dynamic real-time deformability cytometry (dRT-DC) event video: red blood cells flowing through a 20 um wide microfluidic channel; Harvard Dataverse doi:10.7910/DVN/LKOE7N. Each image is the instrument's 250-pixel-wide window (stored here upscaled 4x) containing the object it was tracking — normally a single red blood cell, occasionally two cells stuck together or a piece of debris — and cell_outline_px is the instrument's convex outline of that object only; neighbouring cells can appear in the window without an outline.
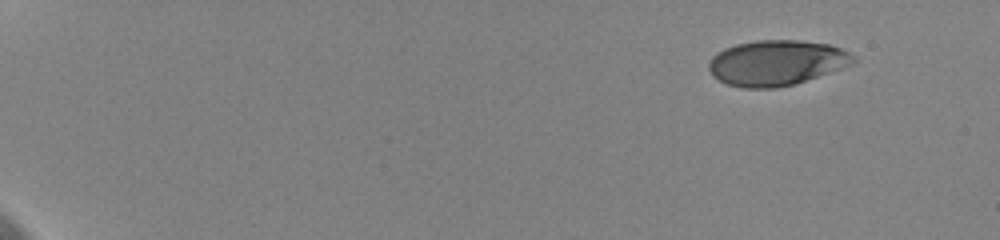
{"species": "human", "species_latin": "Homo sapiens", "temperature_condition": "cold", "stored_images_in_passage": 8, "camera_frame_rate_fps": 3000, "um_per_image_px": 0.085, "donor": {"sex": "female"}, "frame": {"image": 1, "passage_image": 1, "time_ms": 0.0, "image_size_px": [1000, 240], "cell_outline_px": [[860, 60], [852, 64], [796, 84], [776, 88], [744, 88], [728, 84], [712, 76], [708, 68], [708, 64], [712, 56], [716, 52], [724, 48], [736, 44], [756, 40], [800, 40], [828, 44], [840, 48], [856, 56]], "centroid_in_image_um": [66.0, 5.33], "position_along_channel_um": 19.0, "area_um2": 38.44}}
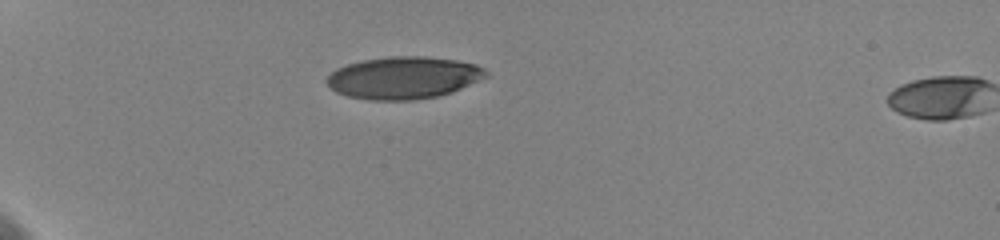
{"frame": {"image": 2, "passage_image": 7, "time_ms": 4.333, "image_size_px": [1000, 240], "cell_outline_px": [[488, 76], [452, 92], [436, 96], [412, 100], [368, 100], [348, 96], [336, 92], [328, 84], [328, 76], [336, 68], [360, 60], [388, 56], [424, 56], [456, 60], [476, 64], [484, 68], [488, 72]], "centroid_in_image_um": [34.31, 6.6], "position_along_channel_um": 50.7, "area_um2": 39.13}}